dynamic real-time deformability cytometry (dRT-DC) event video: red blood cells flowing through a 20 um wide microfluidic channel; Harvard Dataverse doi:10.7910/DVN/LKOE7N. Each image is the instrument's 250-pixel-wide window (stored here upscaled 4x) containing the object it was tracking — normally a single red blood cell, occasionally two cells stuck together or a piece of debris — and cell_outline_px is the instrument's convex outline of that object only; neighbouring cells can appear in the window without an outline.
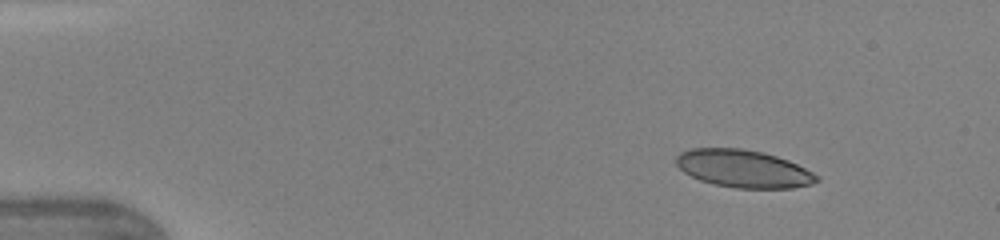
{"species": "human", "species_latin": "Homo sapiens", "temperature_condition": "warm", "stored_images_in_passage": 44, "camera_frame_rate_fps": 3000, "um_per_image_px": 0.085, "donor": {"sex": "female"}, "frame": {"image": 1, "passage_image": 4, "time_ms": 1.0, "image_size_px": [1000, 240], "cell_outline_px": [[820, 180], [812, 184], [792, 188], [736, 188], [712, 184], [700, 180], [684, 172], [676, 164], [676, 156], [680, 152], [688, 148], [740, 148], [764, 152], [788, 160], [820, 176]], "centroid_in_image_um": [63.18, 14.34], "position_along_channel_um": 21.8, "area_um2": 30.92}}
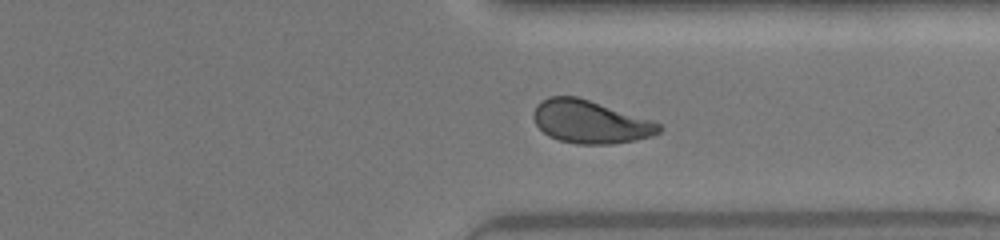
{"frame": {"image": 2, "passage_image": 34, "time_ms": 11.0, "image_size_px": [1000, 240], "cell_outline_px": [[664, 128], [660, 132], [652, 136], [636, 140], [612, 144], [576, 144], [560, 140], [548, 136], [536, 124], [532, 116], [532, 112], [536, 104], [540, 100], [548, 96], [576, 96], [652, 120], [660, 124]], "centroid_in_image_um": [50.15, 10.36], "position_along_channel_um": 361.2, "area_um2": 31.5}}
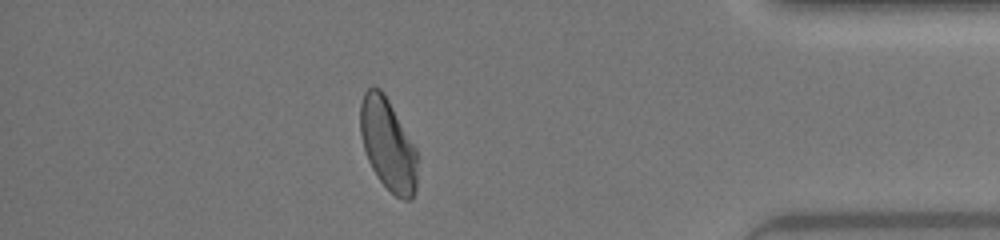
{"frame": {"image": 3, "passage_image": 39, "time_ms": 12.667, "image_size_px": [1000, 240], "cell_outline_px": [[416, 192], [412, 200], [404, 200], [396, 196], [376, 176], [368, 160], [360, 136], [360, 104], [364, 92], [368, 88], [380, 88], [384, 92], [416, 148]], "centroid_in_image_um": [32.96, 12.28], "position_along_channel_um": 402.2, "area_um2": 30.4}, "authors_computed_cell_mechanics": {"area_um2": 31.4432, "velocity_mm_per_s": 4.3608, "shape_relaxation_time_tau1_ms": 4.7052, "shape_relaxation_time_tau2_ms": 1.1129, "deformation_change_tau1": 0.1652, "deformation_change_tau2": 0.0787}}